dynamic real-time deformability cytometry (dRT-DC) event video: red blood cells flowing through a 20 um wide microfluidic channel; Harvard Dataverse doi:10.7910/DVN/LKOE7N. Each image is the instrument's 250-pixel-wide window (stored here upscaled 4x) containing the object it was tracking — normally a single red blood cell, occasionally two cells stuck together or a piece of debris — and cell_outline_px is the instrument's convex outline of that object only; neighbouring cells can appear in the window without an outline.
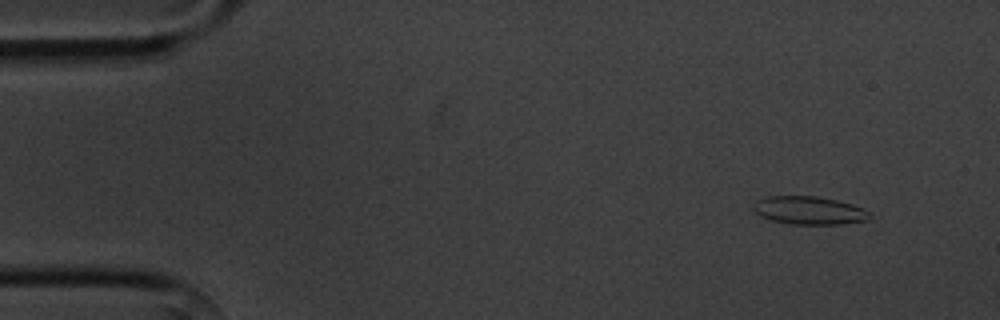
{"species": "common noctule bat (a hibernating species)", "species_latin": "Nyctalus noctula", "temperature_condition": "cold", "stored_images_in_passage": 4, "camera_frame_rate_fps": 3000, "um_per_image_px": 0.085, "animal": {"sex": "male", "body_mass_g": 20.1, "forearm_length_mm": 53.5}, "frame": {"image": 1, "passage_image": 2, "time_ms": 1.333, "image_size_px": [1000, 320], "cell_outline_px": [[872, 216], [868, 220], [840, 224], [788, 224], [772, 220], [760, 216], [752, 208], [752, 204], [756, 200], [764, 196], [816, 196], [836, 200], [852, 204], [864, 208], [872, 212]], "centroid_in_image_um": [68.78, 17.88], "position_along_channel_um": 16.2, "area_um2": 19.31}}